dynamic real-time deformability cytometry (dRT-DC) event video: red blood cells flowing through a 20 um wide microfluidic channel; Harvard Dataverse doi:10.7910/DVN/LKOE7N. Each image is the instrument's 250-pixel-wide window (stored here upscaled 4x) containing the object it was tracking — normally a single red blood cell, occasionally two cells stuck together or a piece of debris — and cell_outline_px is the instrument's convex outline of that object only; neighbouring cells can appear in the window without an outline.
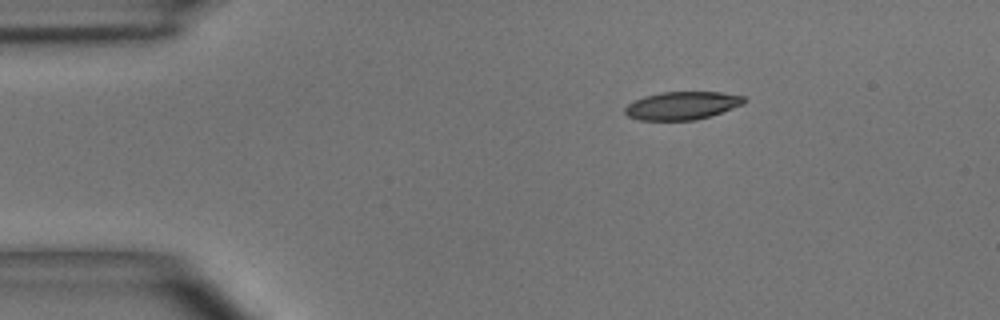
{"species": "common noctule bat (a hibernating species)", "species_latin": "Nyctalus noctula", "temperature_condition": "room temperature", "stored_images_in_passage": 42, "camera_frame_rate_fps": 3000, "um_per_image_px": 0.085, "animal": {"sex": "male", "body_mass_g": 15.6}, "frame": {"image": 1, "passage_image": 1, "time_ms": 0.0, "image_size_px": [1000, 320], "cell_outline_px": [[744, 104], [712, 116], [696, 120], [640, 120], [628, 116], [624, 112], [624, 108], [628, 104], [644, 96], [660, 92], [720, 92], [744, 96]], "centroid_in_image_um": [57.98, 8.98], "position_along_channel_um": 27.0, "area_um2": 19.48}}
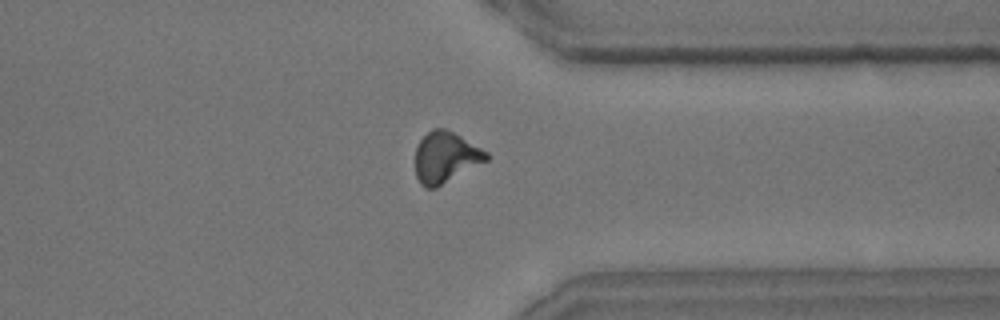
{"frame": {"image": 2, "passage_image": 31, "time_ms": 10.0, "image_size_px": [1000, 320], "cell_outline_px": [[488, 160], [436, 188], [424, 188], [420, 184], [416, 176], [416, 148], [420, 140], [432, 128], [444, 128], [460, 136], [488, 152]], "centroid_in_image_um": [37.86, 13.39], "position_along_channel_um": 373.5, "area_um2": 20.98}}
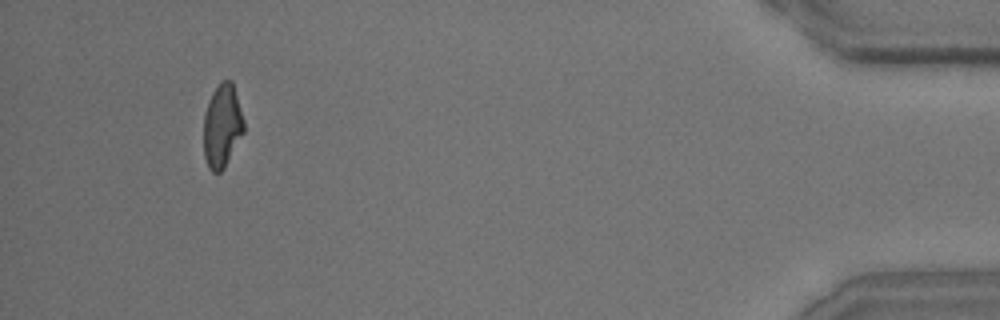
{"frame": {"image": 3, "passage_image": 39, "time_ms": 12.667, "image_size_px": [1000, 320], "cell_outline_px": [[244, 132], [224, 168], [220, 172], [212, 172], [208, 168], [204, 156], [204, 112], [212, 92], [224, 80], [232, 80], [244, 120]], "centroid_in_image_um": [18.88, 10.72], "position_along_channel_um": 416.3, "area_um2": 19.48}, "authors_computed_cell_mechanics": {"area_um2": 20.7213, "velocity_mm_per_s": 4.0539, "shape_relaxation_time_tau1_ms": 5.9351, "shape_relaxation_time_tau2_ms": 3.7483, "deformation_change_tau1": 0.1948, "deformation_change_tau2": 0.1174}}